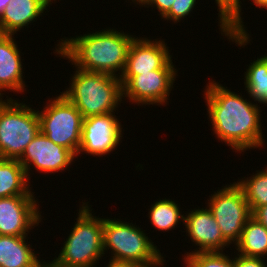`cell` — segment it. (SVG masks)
<instances>
[{
	"label": "cell",
	"mask_w": 267,
	"mask_h": 267,
	"mask_svg": "<svg viewBox=\"0 0 267 267\" xmlns=\"http://www.w3.org/2000/svg\"><path fill=\"white\" fill-rule=\"evenodd\" d=\"M222 85L211 79L202 94L216 139L237 154L255 148L261 150L266 144L261 128L263 110L253 100L245 99L241 93L239 95Z\"/></svg>",
	"instance_id": "1"
},
{
	"label": "cell",
	"mask_w": 267,
	"mask_h": 267,
	"mask_svg": "<svg viewBox=\"0 0 267 267\" xmlns=\"http://www.w3.org/2000/svg\"><path fill=\"white\" fill-rule=\"evenodd\" d=\"M106 28L57 40L59 44H56L53 53L83 71L120 78L126 66L130 45L137 36L130 35L127 31H117L115 27Z\"/></svg>",
	"instance_id": "2"
},
{
	"label": "cell",
	"mask_w": 267,
	"mask_h": 267,
	"mask_svg": "<svg viewBox=\"0 0 267 267\" xmlns=\"http://www.w3.org/2000/svg\"><path fill=\"white\" fill-rule=\"evenodd\" d=\"M71 77L69 87L60 93L74 104L83 118L116 112L123 103L120 78L78 68Z\"/></svg>",
	"instance_id": "3"
},
{
	"label": "cell",
	"mask_w": 267,
	"mask_h": 267,
	"mask_svg": "<svg viewBox=\"0 0 267 267\" xmlns=\"http://www.w3.org/2000/svg\"><path fill=\"white\" fill-rule=\"evenodd\" d=\"M85 201L79 206L76 222L58 257L49 262L53 267H97L104 259L103 218L92 214L93 208Z\"/></svg>",
	"instance_id": "4"
},
{
	"label": "cell",
	"mask_w": 267,
	"mask_h": 267,
	"mask_svg": "<svg viewBox=\"0 0 267 267\" xmlns=\"http://www.w3.org/2000/svg\"><path fill=\"white\" fill-rule=\"evenodd\" d=\"M135 224L115 217H103L104 256L109 250L112 259L132 262L141 267H164L166 260L158 246L143 228Z\"/></svg>",
	"instance_id": "5"
},
{
	"label": "cell",
	"mask_w": 267,
	"mask_h": 267,
	"mask_svg": "<svg viewBox=\"0 0 267 267\" xmlns=\"http://www.w3.org/2000/svg\"><path fill=\"white\" fill-rule=\"evenodd\" d=\"M0 99V158L19 159L40 131L37 110L12 97Z\"/></svg>",
	"instance_id": "6"
},
{
	"label": "cell",
	"mask_w": 267,
	"mask_h": 267,
	"mask_svg": "<svg viewBox=\"0 0 267 267\" xmlns=\"http://www.w3.org/2000/svg\"><path fill=\"white\" fill-rule=\"evenodd\" d=\"M48 100L41 111L37 110L40 131L54 144L69 149L77 158L84 118L63 94Z\"/></svg>",
	"instance_id": "7"
},
{
	"label": "cell",
	"mask_w": 267,
	"mask_h": 267,
	"mask_svg": "<svg viewBox=\"0 0 267 267\" xmlns=\"http://www.w3.org/2000/svg\"><path fill=\"white\" fill-rule=\"evenodd\" d=\"M209 195L207 207L212 212L223 238L230 244L239 241L251 211L242 189L234 181Z\"/></svg>",
	"instance_id": "8"
},
{
	"label": "cell",
	"mask_w": 267,
	"mask_h": 267,
	"mask_svg": "<svg viewBox=\"0 0 267 267\" xmlns=\"http://www.w3.org/2000/svg\"><path fill=\"white\" fill-rule=\"evenodd\" d=\"M178 69L171 59L163 68L131 77L123 86V100L138 106L167 105ZM125 98V99H124ZM140 104V105H139Z\"/></svg>",
	"instance_id": "9"
},
{
	"label": "cell",
	"mask_w": 267,
	"mask_h": 267,
	"mask_svg": "<svg viewBox=\"0 0 267 267\" xmlns=\"http://www.w3.org/2000/svg\"><path fill=\"white\" fill-rule=\"evenodd\" d=\"M120 121L115 112L84 118L77 158L80 154L103 157L117 150L124 132Z\"/></svg>",
	"instance_id": "10"
},
{
	"label": "cell",
	"mask_w": 267,
	"mask_h": 267,
	"mask_svg": "<svg viewBox=\"0 0 267 267\" xmlns=\"http://www.w3.org/2000/svg\"><path fill=\"white\" fill-rule=\"evenodd\" d=\"M76 159V156L69 149L54 144L44 133L39 131L18 161L26 170V175L31 181L32 176L29 173L32 168L39 173L64 172L71 167V164H74L72 162H75Z\"/></svg>",
	"instance_id": "11"
},
{
	"label": "cell",
	"mask_w": 267,
	"mask_h": 267,
	"mask_svg": "<svg viewBox=\"0 0 267 267\" xmlns=\"http://www.w3.org/2000/svg\"><path fill=\"white\" fill-rule=\"evenodd\" d=\"M36 196L0 198V235L28 236L43 220Z\"/></svg>",
	"instance_id": "12"
},
{
	"label": "cell",
	"mask_w": 267,
	"mask_h": 267,
	"mask_svg": "<svg viewBox=\"0 0 267 267\" xmlns=\"http://www.w3.org/2000/svg\"><path fill=\"white\" fill-rule=\"evenodd\" d=\"M168 48L164 39L136 37L130 45L126 66L120 76L122 86L135 75L163 68L173 56Z\"/></svg>",
	"instance_id": "13"
},
{
	"label": "cell",
	"mask_w": 267,
	"mask_h": 267,
	"mask_svg": "<svg viewBox=\"0 0 267 267\" xmlns=\"http://www.w3.org/2000/svg\"><path fill=\"white\" fill-rule=\"evenodd\" d=\"M186 236L191 240L192 245L197 248L191 252L184 253L182 260L190 253L198 252H223L230 244L223 238L220 227L218 226L212 212L205 208L191 209L186 211L183 222Z\"/></svg>",
	"instance_id": "14"
},
{
	"label": "cell",
	"mask_w": 267,
	"mask_h": 267,
	"mask_svg": "<svg viewBox=\"0 0 267 267\" xmlns=\"http://www.w3.org/2000/svg\"><path fill=\"white\" fill-rule=\"evenodd\" d=\"M14 36L0 34V99L7 91L21 94L27 90L23 76L24 59H21L22 52Z\"/></svg>",
	"instance_id": "15"
},
{
	"label": "cell",
	"mask_w": 267,
	"mask_h": 267,
	"mask_svg": "<svg viewBox=\"0 0 267 267\" xmlns=\"http://www.w3.org/2000/svg\"><path fill=\"white\" fill-rule=\"evenodd\" d=\"M50 7L44 0H12L0 17V34L16 35L43 17Z\"/></svg>",
	"instance_id": "16"
},
{
	"label": "cell",
	"mask_w": 267,
	"mask_h": 267,
	"mask_svg": "<svg viewBox=\"0 0 267 267\" xmlns=\"http://www.w3.org/2000/svg\"><path fill=\"white\" fill-rule=\"evenodd\" d=\"M218 7V26L220 33L236 44L238 47H245L252 39L244 25L242 18V2L240 0H215ZM242 13V14H241Z\"/></svg>",
	"instance_id": "17"
},
{
	"label": "cell",
	"mask_w": 267,
	"mask_h": 267,
	"mask_svg": "<svg viewBox=\"0 0 267 267\" xmlns=\"http://www.w3.org/2000/svg\"><path fill=\"white\" fill-rule=\"evenodd\" d=\"M27 238L29 239L28 236L0 235V267H39L46 261L39 259L40 253H35L33 244L26 242Z\"/></svg>",
	"instance_id": "18"
},
{
	"label": "cell",
	"mask_w": 267,
	"mask_h": 267,
	"mask_svg": "<svg viewBox=\"0 0 267 267\" xmlns=\"http://www.w3.org/2000/svg\"><path fill=\"white\" fill-rule=\"evenodd\" d=\"M30 185L26 170L18 159L0 158V198L35 196Z\"/></svg>",
	"instance_id": "19"
},
{
	"label": "cell",
	"mask_w": 267,
	"mask_h": 267,
	"mask_svg": "<svg viewBox=\"0 0 267 267\" xmlns=\"http://www.w3.org/2000/svg\"><path fill=\"white\" fill-rule=\"evenodd\" d=\"M234 248L238 251L236 253L242 256L265 259L267 256V228L251 216Z\"/></svg>",
	"instance_id": "20"
},
{
	"label": "cell",
	"mask_w": 267,
	"mask_h": 267,
	"mask_svg": "<svg viewBox=\"0 0 267 267\" xmlns=\"http://www.w3.org/2000/svg\"><path fill=\"white\" fill-rule=\"evenodd\" d=\"M244 73L245 91L257 104L267 107V53L247 65Z\"/></svg>",
	"instance_id": "21"
},
{
	"label": "cell",
	"mask_w": 267,
	"mask_h": 267,
	"mask_svg": "<svg viewBox=\"0 0 267 267\" xmlns=\"http://www.w3.org/2000/svg\"><path fill=\"white\" fill-rule=\"evenodd\" d=\"M148 212V219L156 231H172L181 222H184V214L180 211V206L174 199H160L153 201Z\"/></svg>",
	"instance_id": "22"
},
{
	"label": "cell",
	"mask_w": 267,
	"mask_h": 267,
	"mask_svg": "<svg viewBox=\"0 0 267 267\" xmlns=\"http://www.w3.org/2000/svg\"><path fill=\"white\" fill-rule=\"evenodd\" d=\"M236 184L242 189L251 213L257 207L267 204V166L250 177L238 179Z\"/></svg>",
	"instance_id": "23"
},
{
	"label": "cell",
	"mask_w": 267,
	"mask_h": 267,
	"mask_svg": "<svg viewBox=\"0 0 267 267\" xmlns=\"http://www.w3.org/2000/svg\"><path fill=\"white\" fill-rule=\"evenodd\" d=\"M233 257L228 256L224 251L190 253L183 259V265L185 264V267H235V256Z\"/></svg>",
	"instance_id": "24"
},
{
	"label": "cell",
	"mask_w": 267,
	"mask_h": 267,
	"mask_svg": "<svg viewBox=\"0 0 267 267\" xmlns=\"http://www.w3.org/2000/svg\"><path fill=\"white\" fill-rule=\"evenodd\" d=\"M197 1V2H196ZM198 0H174L170 11L161 19L167 20V23L172 21V23H180L181 20L185 19L187 16L196 9V4Z\"/></svg>",
	"instance_id": "25"
},
{
	"label": "cell",
	"mask_w": 267,
	"mask_h": 267,
	"mask_svg": "<svg viewBox=\"0 0 267 267\" xmlns=\"http://www.w3.org/2000/svg\"><path fill=\"white\" fill-rule=\"evenodd\" d=\"M235 267H267L264 258L246 257L235 253Z\"/></svg>",
	"instance_id": "26"
},
{
	"label": "cell",
	"mask_w": 267,
	"mask_h": 267,
	"mask_svg": "<svg viewBox=\"0 0 267 267\" xmlns=\"http://www.w3.org/2000/svg\"><path fill=\"white\" fill-rule=\"evenodd\" d=\"M173 2L174 0H149L144 8H155L156 10H158V15L163 18L170 11Z\"/></svg>",
	"instance_id": "27"
},
{
	"label": "cell",
	"mask_w": 267,
	"mask_h": 267,
	"mask_svg": "<svg viewBox=\"0 0 267 267\" xmlns=\"http://www.w3.org/2000/svg\"><path fill=\"white\" fill-rule=\"evenodd\" d=\"M251 216L267 228V204L257 207L251 213Z\"/></svg>",
	"instance_id": "28"
},
{
	"label": "cell",
	"mask_w": 267,
	"mask_h": 267,
	"mask_svg": "<svg viewBox=\"0 0 267 267\" xmlns=\"http://www.w3.org/2000/svg\"><path fill=\"white\" fill-rule=\"evenodd\" d=\"M105 267H141L135 263L122 261V260H116V259H109L108 265L105 264Z\"/></svg>",
	"instance_id": "29"
},
{
	"label": "cell",
	"mask_w": 267,
	"mask_h": 267,
	"mask_svg": "<svg viewBox=\"0 0 267 267\" xmlns=\"http://www.w3.org/2000/svg\"><path fill=\"white\" fill-rule=\"evenodd\" d=\"M252 1V3H250V4H253V5H256L255 7L256 8H258L259 7V9L261 8H263V9H267V0H251Z\"/></svg>",
	"instance_id": "30"
},
{
	"label": "cell",
	"mask_w": 267,
	"mask_h": 267,
	"mask_svg": "<svg viewBox=\"0 0 267 267\" xmlns=\"http://www.w3.org/2000/svg\"><path fill=\"white\" fill-rule=\"evenodd\" d=\"M12 0H0V17L4 12L5 7L11 2Z\"/></svg>",
	"instance_id": "31"
},
{
	"label": "cell",
	"mask_w": 267,
	"mask_h": 267,
	"mask_svg": "<svg viewBox=\"0 0 267 267\" xmlns=\"http://www.w3.org/2000/svg\"><path fill=\"white\" fill-rule=\"evenodd\" d=\"M133 2V4H136L139 5L141 8L144 7L148 2L149 0H131ZM129 2V0H128Z\"/></svg>",
	"instance_id": "32"
},
{
	"label": "cell",
	"mask_w": 267,
	"mask_h": 267,
	"mask_svg": "<svg viewBox=\"0 0 267 267\" xmlns=\"http://www.w3.org/2000/svg\"><path fill=\"white\" fill-rule=\"evenodd\" d=\"M39 267H53L50 263H49V261L48 262H43Z\"/></svg>",
	"instance_id": "33"
},
{
	"label": "cell",
	"mask_w": 267,
	"mask_h": 267,
	"mask_svg": "<svg viewBox=\"0 0 267 267\" xmlns=\"http://www.w3.org/2000/svg\"><path fill=\"white\" fill-rule=\"evenodd\" d=\"M49 6H52V3H57V0H44ZM54 1V2H53Z\"/></svg>",
	"instance_id": "34"
}]
</instances>
